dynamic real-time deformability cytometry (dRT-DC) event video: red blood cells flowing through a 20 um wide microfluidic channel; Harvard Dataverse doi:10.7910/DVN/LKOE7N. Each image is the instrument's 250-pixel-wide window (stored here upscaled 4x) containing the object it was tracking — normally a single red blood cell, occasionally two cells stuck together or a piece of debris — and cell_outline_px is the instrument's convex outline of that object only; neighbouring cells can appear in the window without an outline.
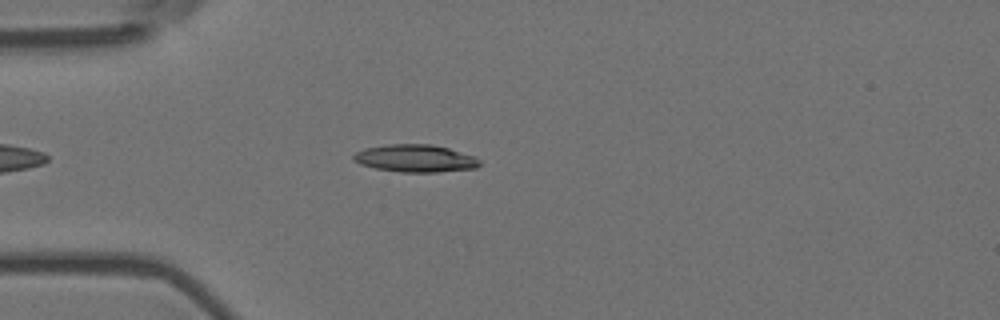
{"species": "Egyptian fruit bat (a non-hibernating species)", "species_latin": "Rousettus aegyptiacus", "temperature_condition": "room temperature", "stored_images_in_passage": 47, "camera_frame_rate_fps": 3000, "um_per_image_px": 0.085, "animal": {"sex": "female"}, "frame": {"image": 1, "passage_image": 7, "time_ms": 2.0, "image_size_px": [1000, 320], "cell_outline_px": [[480, 164], [476, 168], [436, 172], [400, 172], [376, 168], [360, 164], [352, 160], [352, 156], [356, 152], [364, 148], [384, 144], [432, 144], [448, 148], [472, 156], [480, 160]], "centroid_in_image_um": [35.25, 13.45], "position_along_channel_um": 49.7, "area_um2": 20.17}}
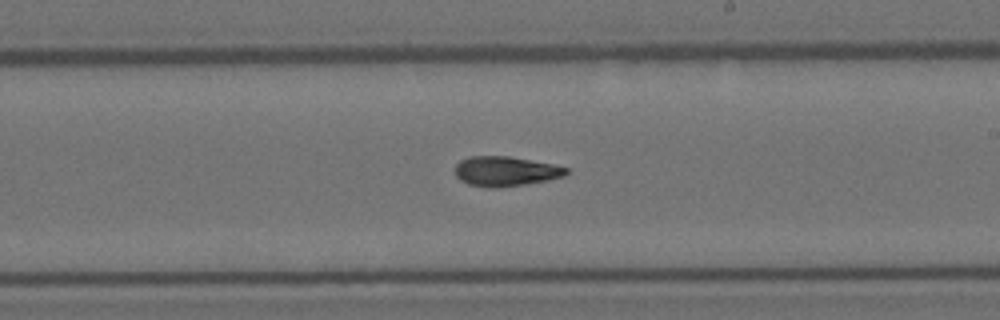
{"frame": {"image": 2, "passage_image": 24, "time_ms": 7.667, "image_size_px": [1000, 320], "cell_outline_px": [[568, 172], [564, 176], [548, 180], [524, 184], [496, 188], [488, 188], [468, 184], [460, 180], [456, 176], [456, 164], [460, 160], [468, 156], [508, 156], [552, 164], [568, 168]], "centroid_in_image_um": [42.94, 14.56], "position_along_channel_um": 246.1, "area_um2": 19.25}}
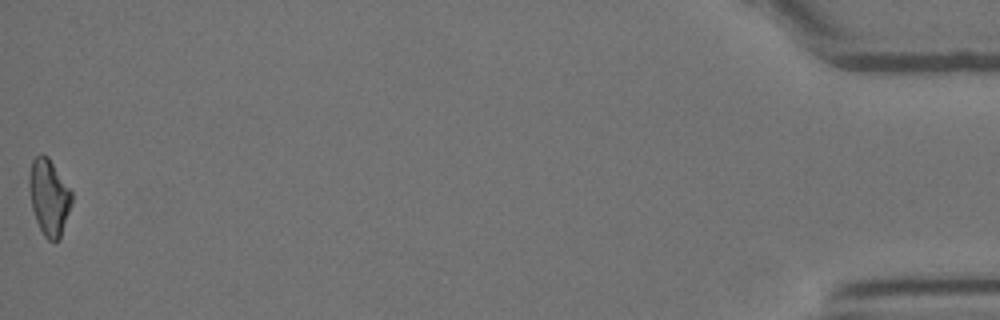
{"frame": {"image": 3, "passage_image": 47, "time_ms": 15.333, "image_size_px": [1000, 320], "cell_outline_px": [[72, 204], [60, 236], [56, 240], [48, 240], [44, 236], [36, 220], [32, 208], [28, 184], [28, 176], [32, 160], [40, 152], [48, 156], [72, 192]], "centroid_in_image_um": [4.15, 16.71], "position_along_channel_um": 431.1, "area_um2": 18.79}, "authors_computed_cell_mechanics": {"area_um2": 19.0162, "velocity_mm_per_s": 3.683, "shape_relaxation_time_tau1_ms": 8.1108, "shape_relaxation_time_tau2_ms": 6.8805, "deformation_change_tau1": 0.225, "deformation_change_tau2": 0.1696}}